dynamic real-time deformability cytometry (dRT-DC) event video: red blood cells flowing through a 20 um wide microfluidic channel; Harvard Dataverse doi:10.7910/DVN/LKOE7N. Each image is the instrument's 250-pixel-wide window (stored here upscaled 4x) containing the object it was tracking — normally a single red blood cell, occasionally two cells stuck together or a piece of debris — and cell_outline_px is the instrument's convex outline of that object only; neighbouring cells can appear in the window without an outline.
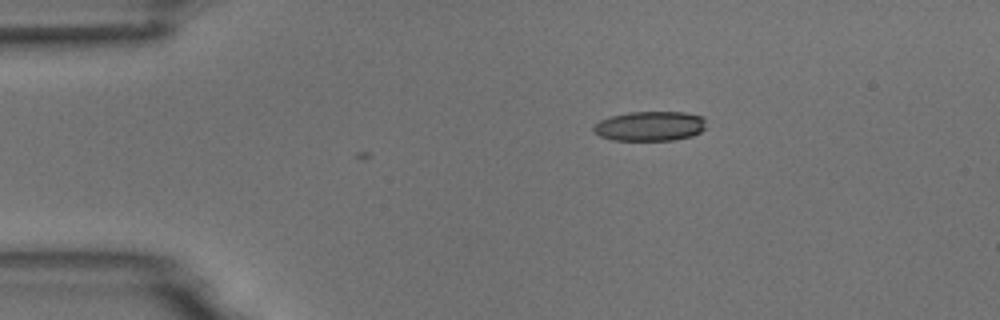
{"species": "common noctule bat (a hibernating species)", "species_latin": "Nyctalus noctula", "temperature_condition": "room temperature", "stored_images_in_passage": 8, "camera_frame_rate_fps": 3000, "um_per_image_px": 0.085, "animal": {"sex": "male", "body_mass_g": 18.8}, "frame": {"image": 1, "passage_image": 1, "time_ms": 0.0, "image_size_px": [1000, 320], "cell_outline_px": [[704, 128], [700, 132], [692, 136], [672, 140], [612, 140], [600, 136], [592, 128], [600, 120], [612, 116], [628, 112], [684, 112], [704, 116]], "centroid_in_image_um": [55.26, 10.71], "position_along_channel_um": 29.7, "area_um2": 19.36}}
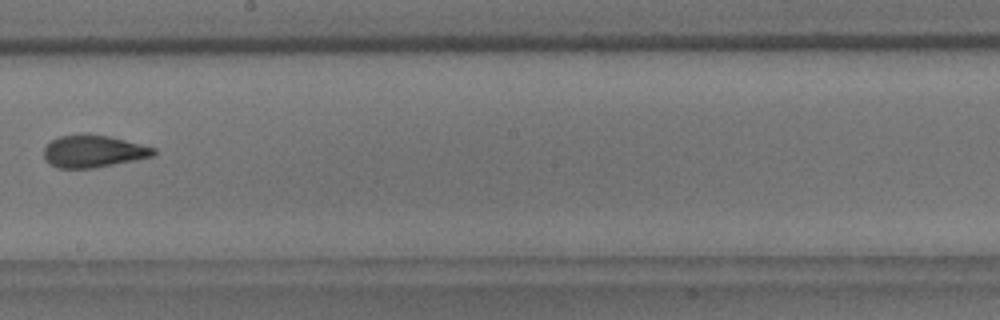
{"frame": {"image": 2, "passage_image": 7, "time_ms": 7.0, "image_size_px": [1000, 320], "cell_outline_px": [[156, 152], [152, 156], [92, 168], [56, 168], [48, 164], [44, 156], [44, 148], [52, 140], [60, 136], [84, 132], [88, 132], [108, 136], [156, 148]], "centroid_in_image_um": [7.87, 12.84], "position_along_channel_um": 240.3, "area_um2": 20.63}}
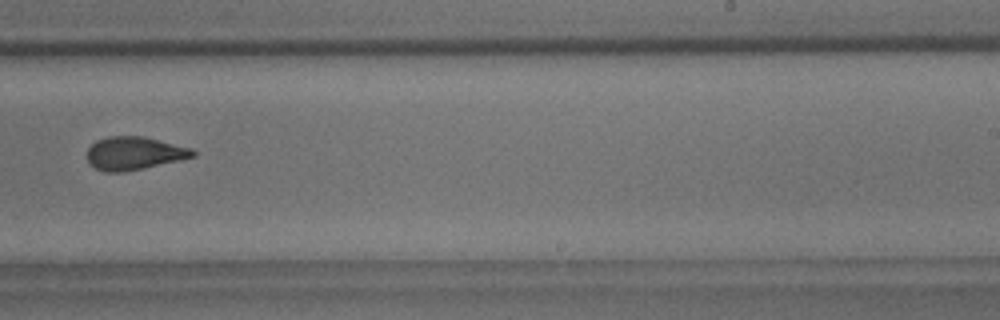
{"frame": {"image": 3, "passage_image": 8, "time_ms": 8.0, "image_size_px": [1000, 320], "cell_outline_px": [[196, 156], [180, 160], [124, 172], [104, 172], [88, 164], [88, 148], [96, 140], [108, 136], [144, 136], [192, 148], [196, 152]], "centroid_in_image_um": [11.4, 13.02], "position_along_channel_um": 277.6, "area_um2": 20.46}}